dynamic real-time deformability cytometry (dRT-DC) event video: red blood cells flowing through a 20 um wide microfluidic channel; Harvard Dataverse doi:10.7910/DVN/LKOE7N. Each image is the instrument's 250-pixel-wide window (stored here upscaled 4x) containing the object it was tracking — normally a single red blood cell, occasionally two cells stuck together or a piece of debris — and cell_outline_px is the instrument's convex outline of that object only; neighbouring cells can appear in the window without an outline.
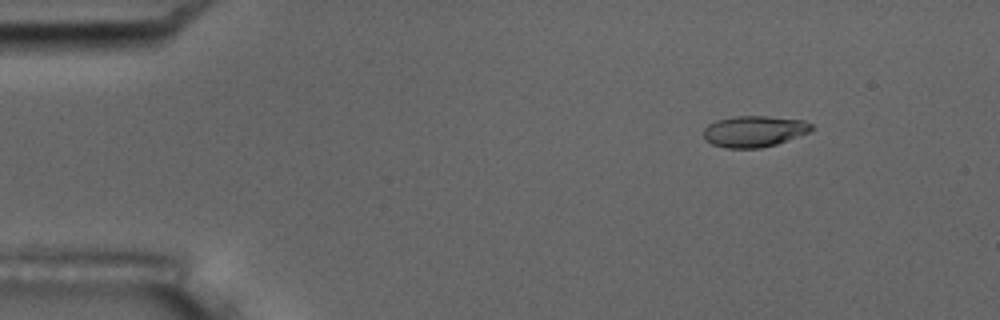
{"species": "common noctule bat (a hibernating species)", "species_latin": "Nyctalus noctula", "temperature_condition": "room temperature", "stored_images_in_passage": 5, "camera_frame_rate_fps": 3000, "um_per_image_px": 0.085, "animal": {"sex": "male", "body_mass_g": 17.5, "forearm_length_mm": 52.3}, "frame": {"image": 1, "passage_image": 1, "time_ms": 0.0, "image_size_px": [1000, 320], "cell_outline_px": [[816, 128], [812, 132], [776, 144], [760, 148], [728, 148], [712, 144], [704, 140], [704, 128], [708, 124], [716, 120], [736, 116], [764, 116], [804, 120], [812, 124]], "centroid_in_image_um": [64.14, 11.16], "position_along_channel_um": 20.9, "area_um2": 19.83}}
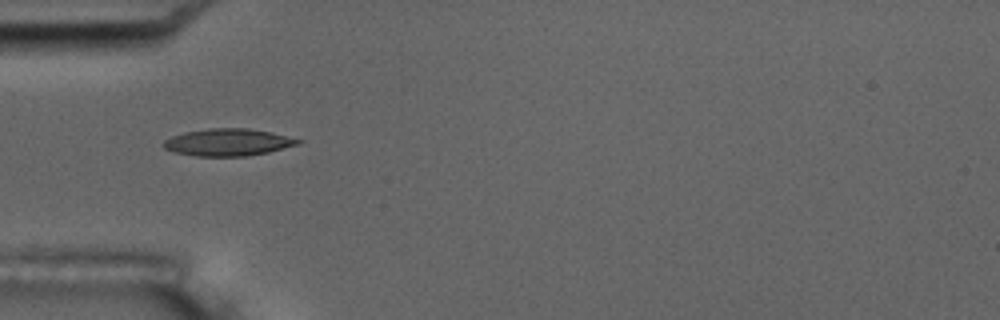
{"frame": {"image": 2, "passage_image": 4, "time_ms": 3.667, "image_size_px": [1000, 320], "cell_outline_px": [[304, 140], [300, 144], [268, 152], [248, 156], [196, 156], [172, 152], [164, 148], [160, 144], [164, 140], [172, 136], [184, 132], [208, 128], [248, 128], [272, 132]], "centroid_in_image_um": [19.37, 12.09], "position_along_channel_um": 65.6, "area_um2": 21.56}}